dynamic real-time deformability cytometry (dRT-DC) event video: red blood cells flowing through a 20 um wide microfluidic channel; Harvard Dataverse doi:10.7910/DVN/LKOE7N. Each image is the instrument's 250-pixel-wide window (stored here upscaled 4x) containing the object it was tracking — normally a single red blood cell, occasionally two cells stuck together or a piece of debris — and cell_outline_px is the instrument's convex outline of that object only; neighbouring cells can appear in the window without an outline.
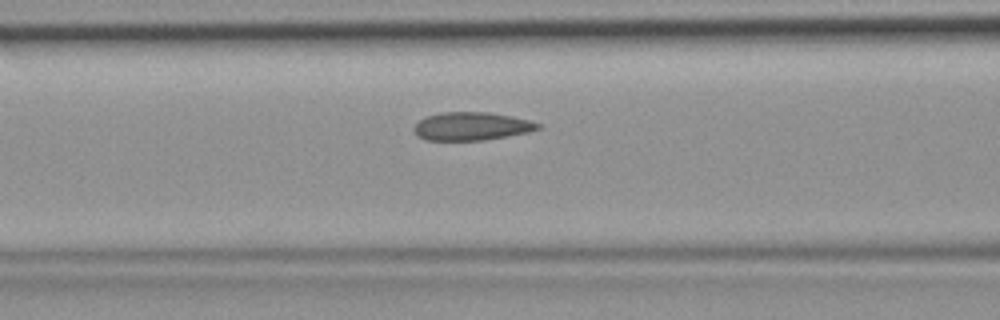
{"species": "common noctule bat (a hibernating species)", "species_latin": "Nyctalus noctula", "temperature_condition": "room temperature", "stored_images_in_passage": 8, "camera_frame_rate_fps": 3000, "um_per_image_px": 0.085, "animal": {"sex": "female", "body_mass_g": 19.9}, "frame": {"image": 1, "passage_image": 6, "time_ms": 1.667, "image_size_px": [1000, 320], "cell_outline_px": [[540, 128], [528, 132], [484, 140], [424, 140], [416, 136], [412, 128], [424, 116], [440, 112], [488, 112], [512, 116], [528, 120], [540, 124]], "centroid_in_image_um": [40.02, 10.73], "position_along_channel_um": 126.6, "area_um2": 20.4}}